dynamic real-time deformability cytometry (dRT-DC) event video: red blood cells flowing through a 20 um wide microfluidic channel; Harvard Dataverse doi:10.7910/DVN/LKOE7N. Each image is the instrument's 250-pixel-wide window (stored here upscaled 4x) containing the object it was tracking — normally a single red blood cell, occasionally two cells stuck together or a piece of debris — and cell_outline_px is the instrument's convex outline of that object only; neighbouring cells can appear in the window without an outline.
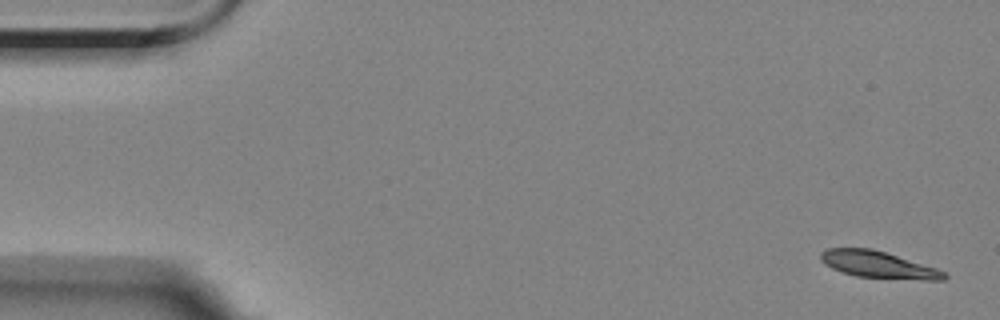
{"species": "Egyptian fruit bat (a non-hibernating species)", "species_latin": "Rousettus aegyptiacus", "temperature_condition": "room temperature", "stored_images_in_passage": 3, "camera_frame_rate_fps": 3000, "um_per_image_px": 0.085, "animal": {"sex": "female"}, "frame": {"image": 1, "passage_image": 1, "time_ms": 0.0, "image_size_px": [1000, 320], "cell_outline_px": [[948, 276], [944, 280], [924, 280], [856, 276], [840, 272], [824, 264], [820, 260], [820, 252], [828, 248], [872, 248], [936, 268], [944, 272]], "centroid_in_image_um": [74.61, 22.49], "position_along_channel_um": 10.4, "area_um2": 19.19}}